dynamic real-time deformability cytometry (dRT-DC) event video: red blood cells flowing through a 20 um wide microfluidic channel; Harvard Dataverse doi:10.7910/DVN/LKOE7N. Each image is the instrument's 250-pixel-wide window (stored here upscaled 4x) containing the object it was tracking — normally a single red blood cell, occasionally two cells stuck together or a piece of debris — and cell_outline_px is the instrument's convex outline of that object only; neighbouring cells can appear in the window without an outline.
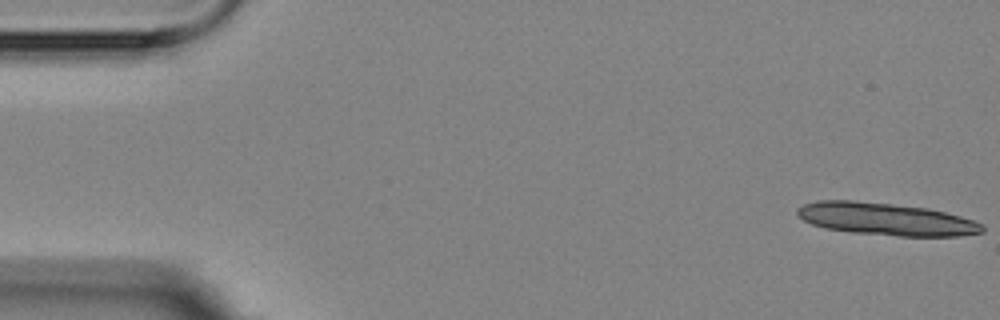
{"species": "Egyptian fruit bat (a non-hibernating species)", "species_latin": "Rousettus aegyptiacus", "temperature_condition": "room temperature", "stored_images_in_passage": 4, "camera_frame_rate_fps": 3000, "um_per_image_px": 0.085, "animal": {"sex": "female"}, "frame": {"image": 1, "passage_image": 1, "time_ms": 0.0, "image_size_px": [1000, 320], "cell_outline_px": [[984, 232], [960, 236], [896, 236], [852, 232], [824, 228], [812, 224], [804, 220], [796, 212], [796, 208], [804, 204], [816, 200], [856, 200], [928, 208], [960, 216], [984, 224]], "centroid_in_image_um": [75.31, 18.62], "position_along_channel_um": 9.7, "area_um2": 35.03}}